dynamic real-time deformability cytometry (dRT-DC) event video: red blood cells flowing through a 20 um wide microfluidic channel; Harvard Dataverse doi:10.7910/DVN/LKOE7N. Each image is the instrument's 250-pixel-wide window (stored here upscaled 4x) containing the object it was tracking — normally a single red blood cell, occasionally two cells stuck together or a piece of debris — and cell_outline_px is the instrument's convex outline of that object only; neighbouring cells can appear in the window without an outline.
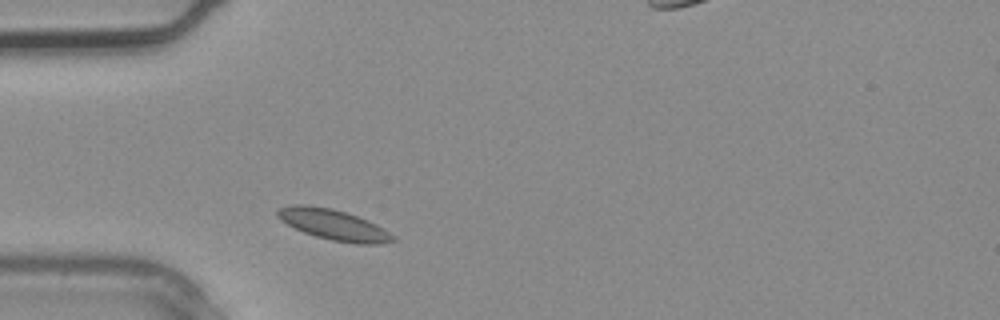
{"species": "common noctule bat (a hibernating species)", "species_latin": "Nyctalus noctula", "temperature_condition": "warm", "stored_images_in_passage": 2, "segment_of_instrument_passage": [1, 2], "camera_frame_rate_fps": 3000, "um_per_image_px": 0.085, "animal": {"sex": "male", "body_mass_g": 20.4}, "frame": {"image": 1, "passage_image": 1, "time_ms": 0.0, "image_size_px": [1000, 320], "cell_outline_px": [[396, 240], [380, 244], [356, 244], [332, 240], [316, 236], [304, 232], [280, 220], [276, 216], [276, 212], [280, 208], [292, 204], [304, 204], [332, 208], [348, 212], [368, 220], [384, 228], [396, 236]], "centroid_in_image_um": [28.39, 19.09], "position_along_channel_um": 56.6, "area_um2": 20.75}}